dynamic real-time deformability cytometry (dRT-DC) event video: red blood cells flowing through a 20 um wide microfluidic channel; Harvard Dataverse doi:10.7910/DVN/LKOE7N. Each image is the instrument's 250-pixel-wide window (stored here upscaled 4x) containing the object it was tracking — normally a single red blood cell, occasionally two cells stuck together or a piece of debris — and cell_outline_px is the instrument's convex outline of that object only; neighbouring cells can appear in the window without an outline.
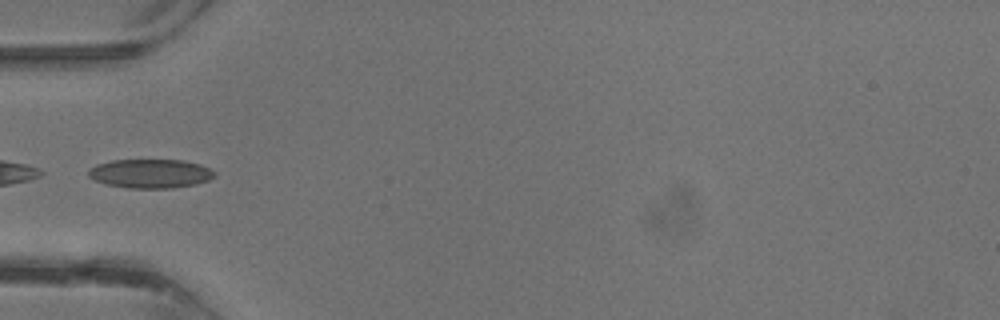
{"species": "common noctule bat (a hibernating species)", "species_latin": "Nyctalus noctula", "temperature_condition": "warm", "stored_images_in_passage": 14, "camera_frame_rate_fps": 3000, "um_per_image_px": 0.085, "animal": {"sex": "male", "body_mass_g": 13.3}, "frame": {"image": 1, "passage_image": 1, "time_ms": 0.0, "image_size_px": [1000, 320], "cell_outline_px": [[216, 176], [208, 180], [196, 184], [172, 188], [128, 188], [104, 184], [88, 176], [88, 168], [96, 164], [112, 160], [184, 160], [200, 164], [216, 172]], "centroid_in_image_um": [12.77, 14.75], "position_along_channel_um": 72.2, "area_um2": 21.44}}
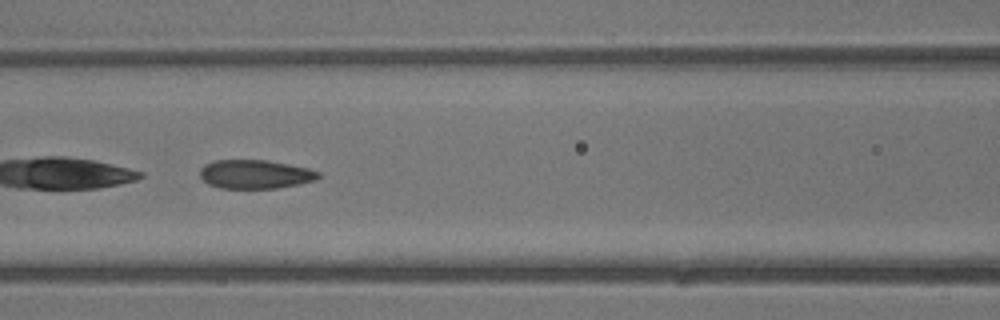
{"frame": {"image": 2, "passage_image": 5, "time_ms": 1.333, "image_size_px": [1000, 320], "cell_outline_px": [[320, 176], [316, 180], [280, 188], [220, 188], [208, 184], [200, 176], [200, 168], [204, 164], [212, 160], [268, 160], [308, 168], [320, 172]], "centroid_in_image_um": [21.68, 14.8], "position_along_channel_um": 144.9, "area_um2": 20.0}}
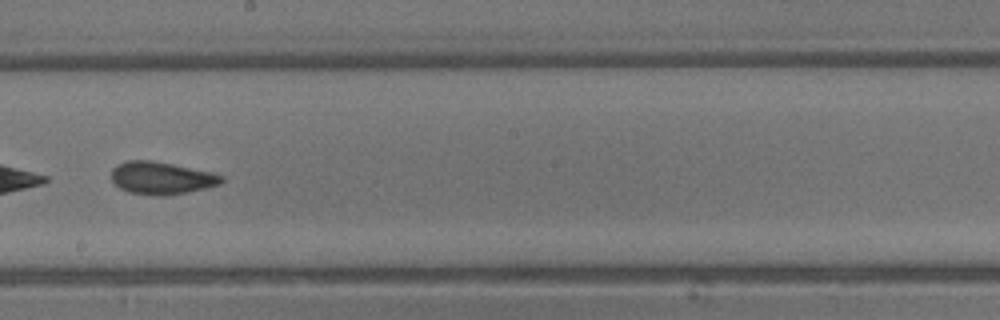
{"frame": {"image": 3, "passage_image": 10, "time_ms": 3.0, "image_size_px": [1000, 320], "cell_outline_px": [[224, 180], [220, 184], [188, 192], [164, 196], [156, 196], [128, 192], [120, 188], [112, 180], [112, 168], [116, 164], [128, 160], [152, 160], [212, 172], [224, 176]], "centroid_in_image_um": [13.71, 15.13], "position_along_channel_um": 234.5, "area_um2": 20.92}}